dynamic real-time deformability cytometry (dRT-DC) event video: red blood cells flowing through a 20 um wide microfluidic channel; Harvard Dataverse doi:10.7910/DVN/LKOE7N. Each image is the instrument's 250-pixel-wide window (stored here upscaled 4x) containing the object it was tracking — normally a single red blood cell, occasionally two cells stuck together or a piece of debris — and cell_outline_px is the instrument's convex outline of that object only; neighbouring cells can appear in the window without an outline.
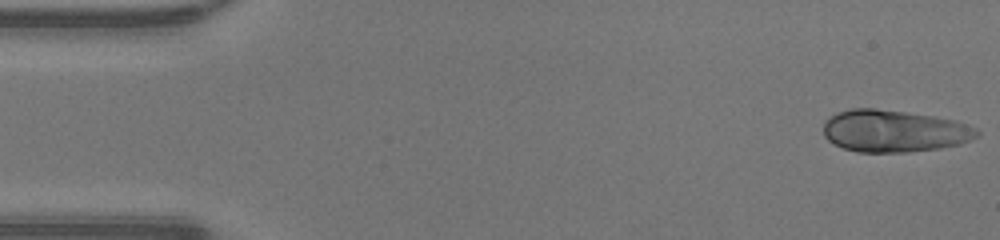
{"species": "human", "species_latin": "Homo sapiens", "temperature_condition": "warm", "stored_images_in_passage": 47, "camera_frame_rate_fps": 3000, "um_per_image_px": 0.085, "donor": {"sex": "male"}, "frame": {"image": 1, "passage_image": 1, "time_ms": 0.0, "image_size_px": [1000, 240], "cell_outline_px": [[980, 136], [960, 144], [940, 148], [904, 152], [856, 152], [832, 144], [824, 136], [824, 120], [836, 112], [852, 108], [872, 108], [904, 112], [932, 116], [956, 120], [976, 128], [980, 132]], "centroid_in_image_um": [75.98, 11.14], "position_along_channel_um": 9.0, "area_um2": 37.8}}
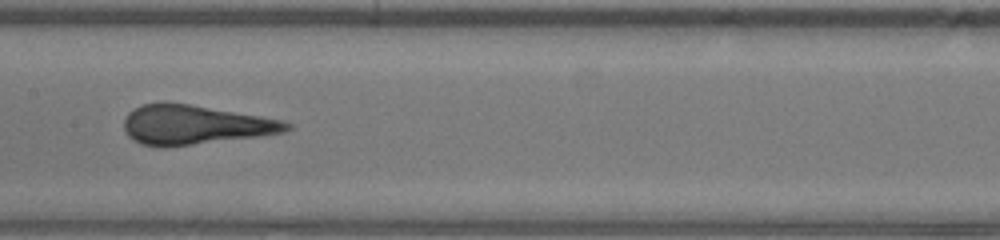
{"frame": {"image": 2, "passage_image": 23, "time_ms": 7.333, "image_size_px": [1000, 240], "cell_outline_px": [[292, 128], [284, 132], [256, 136], [164, 148], [140, 144], [132, 140], [128, 136], [124, 128], [124, 120], [128, 112], [144, 104], [164, 100], [284, 120], [292, 124]], "centroid_in_image_um": [16.51, 10.6], "position_along_channel_um": 190.9, "area_um2": 37.34}}
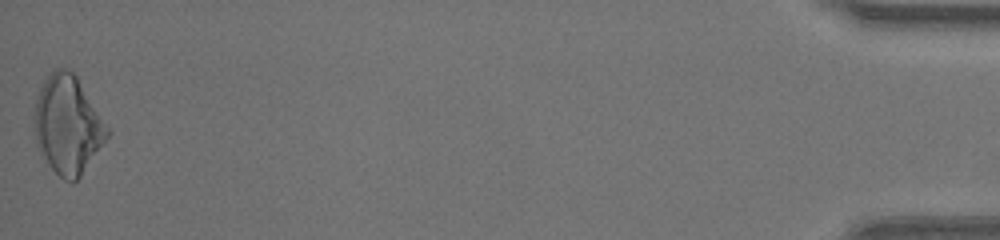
{"frame": {"image": 3, "passage_image": 47, "time_ms": 15.333, "image_size_px": [1000, 240], "cell_outline_px": [[112, 132], [80, 176], [72, 184], [64, 180], [52, 168], [40, 148], [36, 140], [32, 120], [36, 100], [40, 88], [44, 80], [56, 68], [64, 68], [72, 72], [76, 76]], "centroid_in_image_um": [5.76, 10.61], "position_along_channel_um": 429.4, "area_um2": 41.33}, "authors_computed_cell_mechanics": {"area_um2": 37.281, "velocity_mm_per_s": 4.3174, "shape_relaxation_time_tau1_ms": 5.5953, "shape_relaxation_time_tau2_ms": null, "deformation_change_tau1": 0.2075, "deformation_change_tau2": null}}